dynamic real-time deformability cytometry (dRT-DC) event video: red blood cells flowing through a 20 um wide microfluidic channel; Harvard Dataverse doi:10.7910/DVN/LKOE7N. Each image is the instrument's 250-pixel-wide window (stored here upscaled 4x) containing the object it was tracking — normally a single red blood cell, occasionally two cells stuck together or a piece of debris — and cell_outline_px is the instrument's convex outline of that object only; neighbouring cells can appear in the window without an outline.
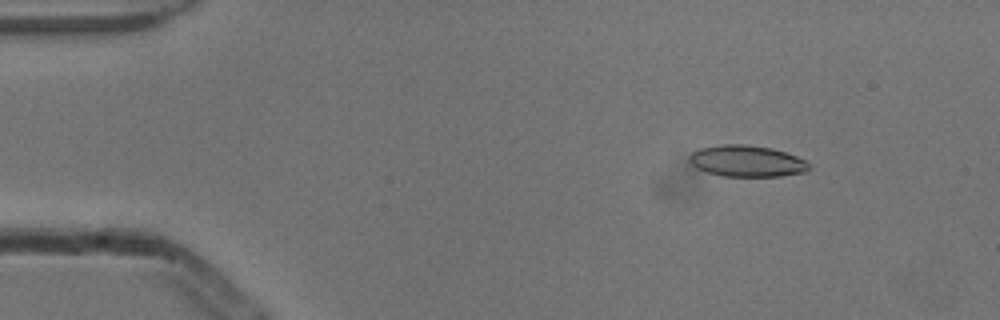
{"species": "common noctule bat (a hibernating species)", "species_latin": "Nyctalus noctula", "temperature_condition": "cold", "stored_images_in_passage": 4, "camera_frame_rate_fps": 3000, "um_per_image_px": 0.085, "animal": {"sex": "male", "body_mass_g": 13.3}, "frame": {"image": 1, "passage_image": 2, "time_ms": 0.333, "image_size_px": [1000, 320], "cell_outline_px": [[808, 168], [804, 172], [780, 176], [724, 176], [708, 172], [696, 168], [688, 160], [688, 156], [692, 152], [700, 148], [720, 144], [744, 144], [772, 148], [796, 156], [804, 160], [808, 164]], "centroid_in_image_um": [63.43, 13.68], "position_along_channel_um": 21.6, "area_um2": 21.73}}